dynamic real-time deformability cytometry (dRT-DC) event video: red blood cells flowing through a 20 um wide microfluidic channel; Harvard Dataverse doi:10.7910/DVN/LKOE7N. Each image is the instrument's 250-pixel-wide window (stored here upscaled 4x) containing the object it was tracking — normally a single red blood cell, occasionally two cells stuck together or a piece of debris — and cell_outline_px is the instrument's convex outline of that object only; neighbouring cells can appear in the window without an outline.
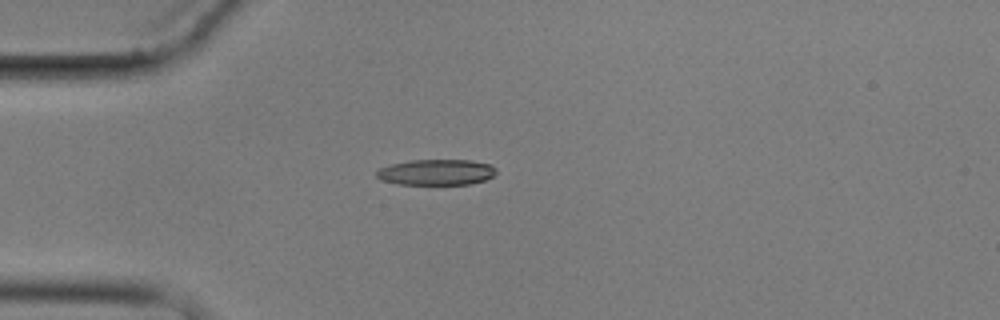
{"species": "common noctule bat (a hibernating species)", "species_latin": "Nyctalus noctula", "temperature_condition": "cold", "stored_images_in_passage": 10, "camera_frame_rate_fps": 3000, "um_per_image_px": 0.085, "animal": {"sex": "male", "body_mass_g": 17.9}, "frame": {"image": 1, "passage_image": 4, "time_ms": 4.333, "image_size_px": [1000, 320], "cell_outline_px": [[496, 172], [492, 176], [484, 180], [468, 184], [400, 184], [380, 180], [376, 176], [376, 172], [380, 168], [392, 164], [412, 160], [468, 160], [492, 164], [496, 168]], "centroid_in_image_um": [37.09, 14.63], "position_along_channel_um": 47.9, "area_um2": 17.86}}
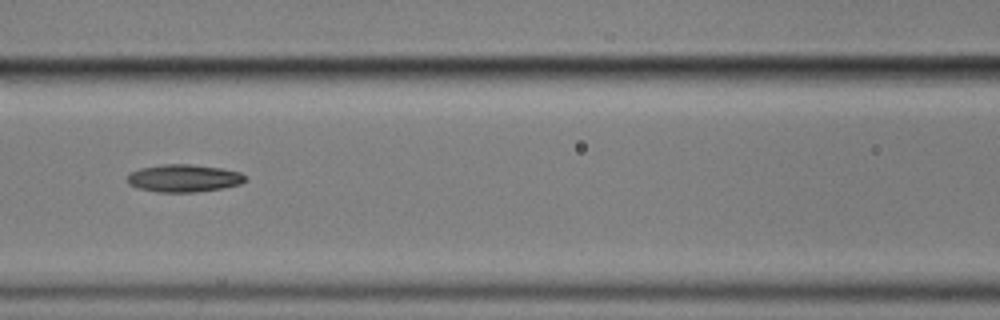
{"frame": {"image": 2, "passage_image": 7, "time_ms": 7.667, "image_size_px": [1000, 320], "cell_outline_px": [[248, 180], [240, 184], [224, 188], [196, 192], [156, 192], [140, 188], [128, 184], [128, 176], [132, 172], [140, 168], [164, 164], [188, 164], [220, 168], [240, 172]], "centroid_in_image_um": [15.65, 15.15], "position_along_channel_um": 151.0, "area_um2": 18.84}}
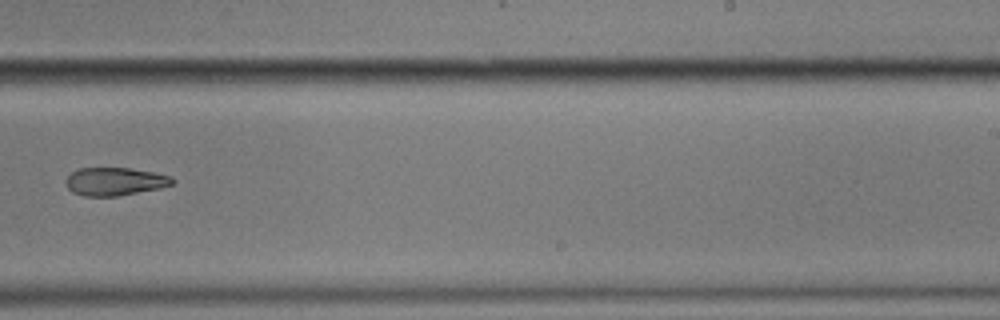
{"frame": {"image": 3, "passage_image": 10, "time_ms": 11.333, "image_size_px": [1000, 320], "cell_outline_px": [[176, 180], [172, 184], [160, 188], [116, 196], [84, 196], [72, 192], [68, 188], [64, 180], [72, 172], [80, 168], [128, 168], [152, 172], [172, 176]], "centroid_in_image_um": [9.75, 15.42], "position_along_channel_um": 279.2, "area_um2": 17.34}}